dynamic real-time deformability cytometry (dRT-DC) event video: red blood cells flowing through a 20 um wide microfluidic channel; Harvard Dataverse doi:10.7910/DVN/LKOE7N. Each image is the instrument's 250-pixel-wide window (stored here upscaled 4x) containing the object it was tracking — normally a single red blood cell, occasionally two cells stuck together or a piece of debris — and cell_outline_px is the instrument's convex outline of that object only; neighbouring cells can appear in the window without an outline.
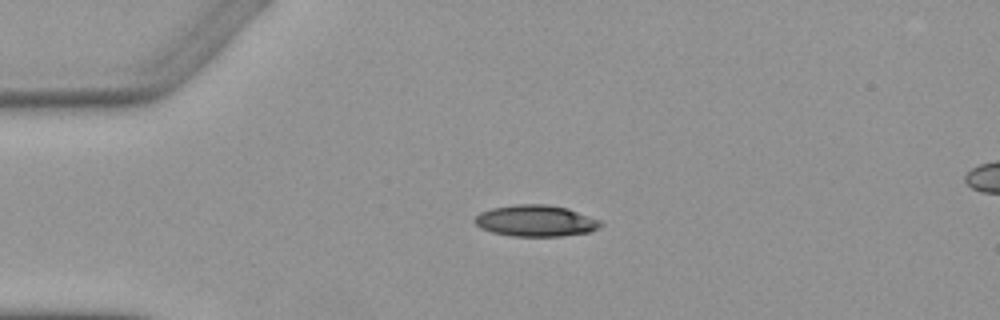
{"species": "Egyptian fruit bat (a non-hibernating species)", "species_latin": "Rousettus aegyptiacus", "temperature_condition": "warm", "stored_images_in_passage": 3, "segment_of_instrument_passage": [1, 2], "camera_frame_rate_fps": 3000, "um_per_image_px": 0.085, "animal": {"sex": "female"}, "frame": {"image": 1, "passage_image": 1, "time_ms": 0.0, "image_size_px": [1000, 320], "cell_outline_px": [[604, 224], [600, 228], [592, 232], [564, 236], [512, 236], [492, 232], [480, 228], [472, 220], [480, 212], [492, 208], [516, 204], [548, 204], [568, 208], [600, 220]], "centroid_in_image_um": [45.57, 18.77], "position_along_channel_um": 39.4, "area_um2": 23.29}}